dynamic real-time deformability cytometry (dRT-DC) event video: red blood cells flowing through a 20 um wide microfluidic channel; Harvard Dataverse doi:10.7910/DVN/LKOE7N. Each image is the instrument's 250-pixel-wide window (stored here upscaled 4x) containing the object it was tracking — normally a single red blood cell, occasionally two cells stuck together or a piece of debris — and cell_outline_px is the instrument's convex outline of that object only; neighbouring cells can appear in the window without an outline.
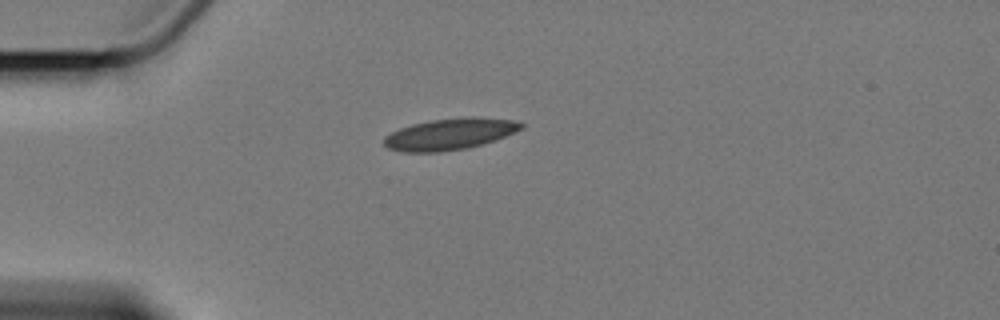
{"species": "Egyptian fruit bat (a non-hibernating species)", "species_latin": "Rousettus aegyptiacus", "temperature_condition": "cold", "stored_images_in_passage": 4, "camera_frame_rate_fps": 3000, "um_per_image_px": 0.085, "animal": {"sex": "female"}, "frame": {"image": 1, "passage_image": 1, "time_ms": 0.0, "image_size_px": [1000, 320], "cell_outline_px": [[524, 128], [504, 136], [480, 144], [464, 148], [440, 152], [400, 152], [388, 148], [384, 144], [384, 136], [400, 128], [412, 124], [432, 120], [460, 116], [480, 116], [516, 120], [524, 124]], "centroid_in_image_um": [38.23, 11.37], "position_along_channel_um": 46.8, "area_um2": 25.2}}
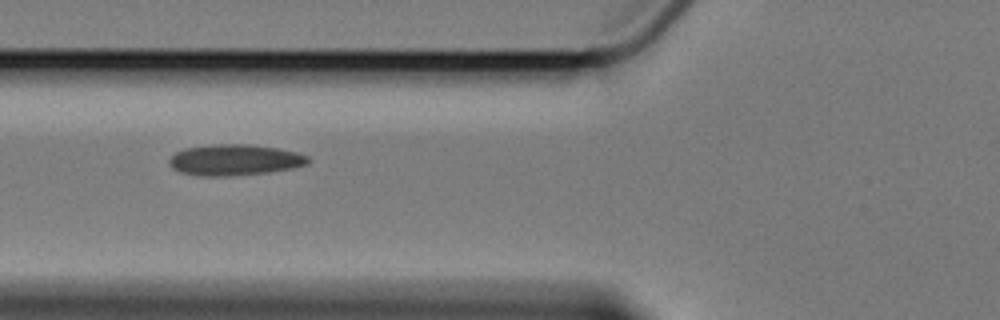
{"frame": {"image": 2, "passage_image": 3, "time_ms": 2.333, "image_size_px": [1000, 320], "cell_outline_px": [[312, 160], [308, 164], [292, 168], [268, 172], [232, 176], [204, 176], [180, 172], [172, 168], [168, 164], [168, 160], [176, 152], [184, 148], [212, 144], [248, 144], [276, 148], [296, 152], [308, 156]], "centroid_in_image_um": [19.94, 13.59], "position_along_channel_um": 105.9, "area_um2": 25.2}}
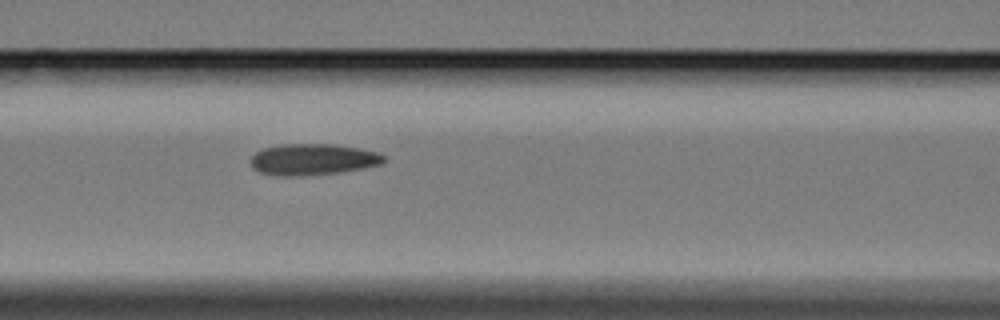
{"frame": {"image": 3, "passage_image": 4, "time_ms": 3.333, "image_size_px": [1000, 320], "cell_outline_px": [[388, 160], [384, 164], [364, 168], [340, 172], [300, 176], [284, 176], [260, 172], [252, 168], [252, 156], [256, 152], [264, 148], [284, 144], [332, 144], [360, 148], [380, 152], [388, 156]], "centroid_in_image_um": [26.7, 13.55], "position_along_channel_um": 139.9, "area_um2": 24.51}}